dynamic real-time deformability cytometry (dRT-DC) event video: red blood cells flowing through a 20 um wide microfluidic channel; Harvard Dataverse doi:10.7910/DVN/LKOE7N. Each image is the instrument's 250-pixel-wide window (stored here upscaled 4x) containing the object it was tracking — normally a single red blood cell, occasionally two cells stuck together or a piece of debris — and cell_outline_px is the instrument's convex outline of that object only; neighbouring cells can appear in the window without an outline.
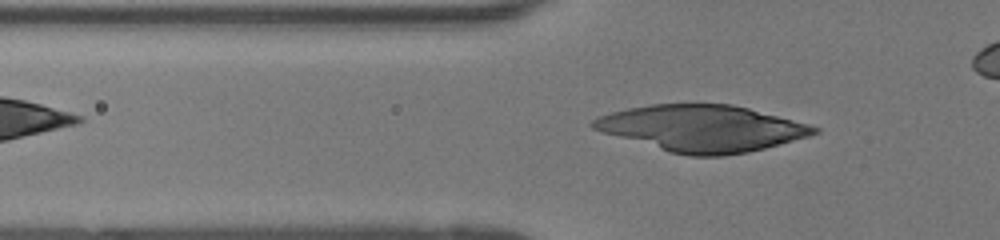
{"species": "human", "species_latin": "Homo sapiens", "temperature_condition": "room temperature", "stored_images_in_passage": 49, "camera_frame_rate_fps": 3000, "um_per_image_px": 0.085, "donor": {"sex": "female"}, "frame": {"image": 1, "passage_image": 19, "time_ms": 6.0, "image_size_px": [1000, 240], "cell_outline_px": [[820, 132], [808, 136], [764, 148], [748, 152], [724, 156], [688, 156], [668, 152], [600, 132], [592, 128], [588, 124], [592, 120], [600, 116], [612, 112], [628, 108], [652, 104], [732, 104], [748, 108], [808, 124], [820, 128]], "centroid_in_image_um": [59.62, 10.92], "position_along_channel_um": 66.2, "area_um2": 59.65}}